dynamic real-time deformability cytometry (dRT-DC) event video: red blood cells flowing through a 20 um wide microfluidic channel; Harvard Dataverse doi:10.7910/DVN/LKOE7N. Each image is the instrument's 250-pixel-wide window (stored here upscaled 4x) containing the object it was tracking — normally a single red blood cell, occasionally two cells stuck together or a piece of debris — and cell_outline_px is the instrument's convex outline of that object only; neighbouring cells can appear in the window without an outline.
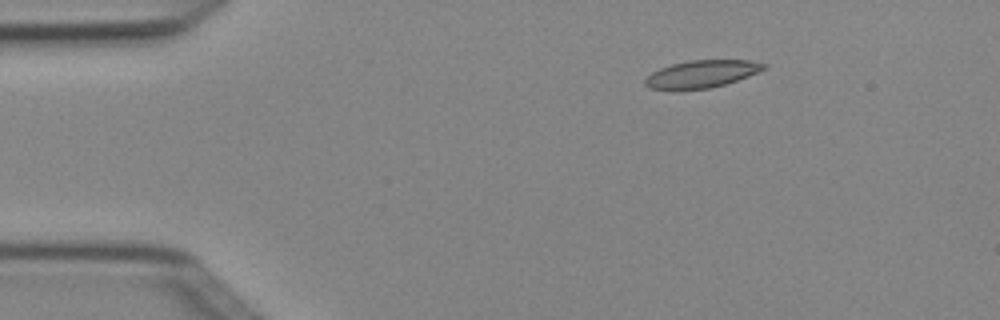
{"species": "Egyptian fruit bat (a non-hibernating species)", "species_latin": "Rousettus aegyptiacus", "temperature_condition": "cold", "stored_images_in_passage": 3, "camera_frame_rate_fps": 3000, "um_per_image_px": 0.085, "animal": {"sex": "female"}, "frame": {"image": 1, "passage_image": 1, "time_ms": 0.0, "image_size_px": [1000, 320], "cell_outline_px": [[768, 68], [748, 76], [724, 84], [708, 88], [648, 88], [644, 84], [644, 80], [652, 72], [660, 68], [672, 64], [688, 60], [752, 60], [768, 64]], "centroid_in_image_um": [59.7, 6.25], "position_along_channel_um": 25.3, "area_um2": 18.61}}
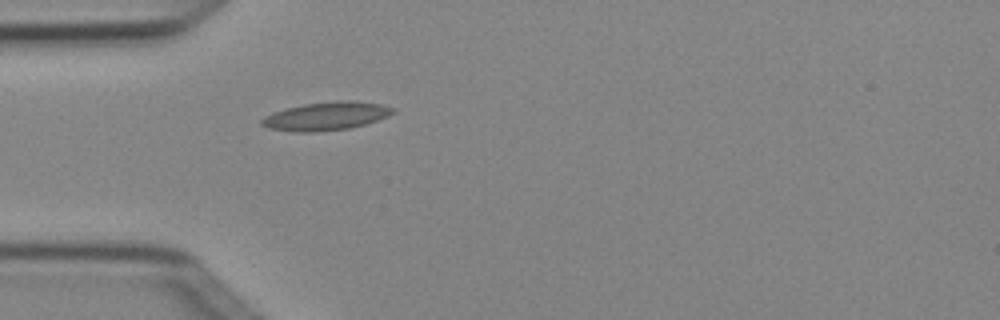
{"frame": {"image": 2, "passage_image": 3, "time_ms": 0.667, "image_size_px": [1000, 320], "cell_outline_px": [[396, 112], [388, 116], [364, 124], [348, 128], [312, 132], [296, 132], [268, 128], [260, 124], [260, 120], [264, 116], [272, 112], [304, 104], [340, 100], [352, 100], [380, 104], [396, 108]], "centroid_in_image_um": [27.71, 9.86], "position_along_channel_um": 57.3, "area_um2": 21.56}}